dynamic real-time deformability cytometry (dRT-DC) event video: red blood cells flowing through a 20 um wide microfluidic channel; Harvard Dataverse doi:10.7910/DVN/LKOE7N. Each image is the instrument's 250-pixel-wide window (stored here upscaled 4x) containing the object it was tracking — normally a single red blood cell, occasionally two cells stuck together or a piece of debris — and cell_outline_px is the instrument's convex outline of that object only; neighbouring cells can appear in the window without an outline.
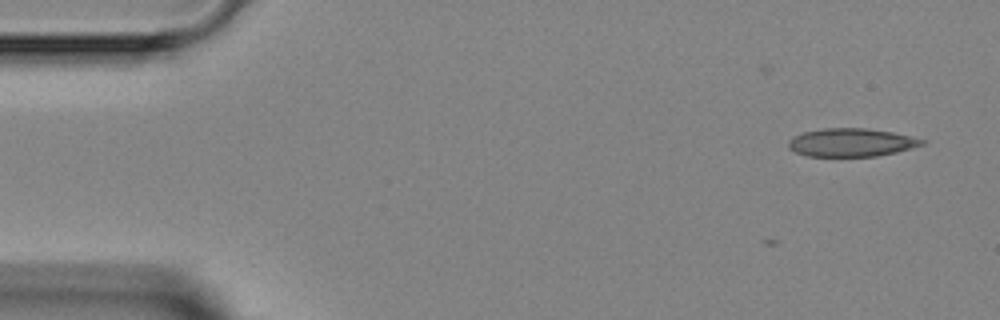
{"species": "Egyptian fruit bat (a non-hibernating species)", "species_latin": "Rousettus aegyptiacus", "temperature_condition": "room temperature", "stored_images_in_passage": 3, "segment_of_instrument_passage": [2, 2], "camera_frame_rate_fps": 3000, "um_per_image_px": 0.085, "animal": {"sex": "female"}, "frame": {"image": 1, "passage_image": 3, "time_ms": 2.333, "image_size_px": [1000, 320], "cell_outline_px": [[928, 140], [924, 144], [912, 148], [896, 152], [876, 156], [808, 156], [796, 152], [788, 148], [788, 140], [804, 132], [824, 128], [868, 128], [892, 132]], "centroid_in_image_um": [72.39, 12.11], "position_along_channel_um": 12.6, "area_um2": 21.91}}